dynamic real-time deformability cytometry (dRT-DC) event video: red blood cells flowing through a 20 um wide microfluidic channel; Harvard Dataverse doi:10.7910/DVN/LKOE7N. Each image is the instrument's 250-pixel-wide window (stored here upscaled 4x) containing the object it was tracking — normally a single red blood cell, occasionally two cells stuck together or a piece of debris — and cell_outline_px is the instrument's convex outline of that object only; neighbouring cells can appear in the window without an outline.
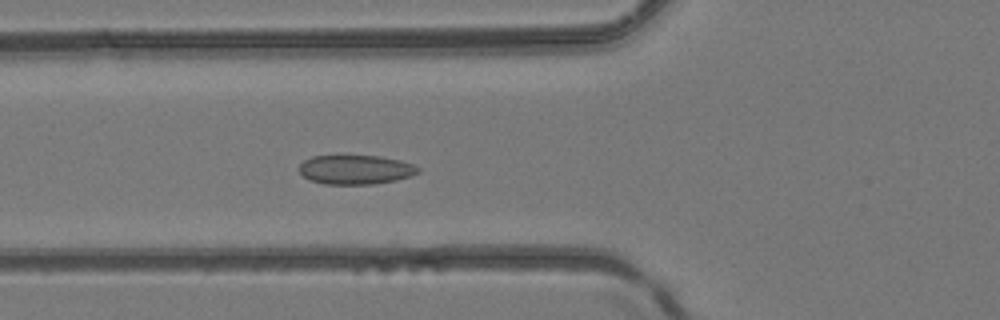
{"species": "common noctule bat (a hibernating species)", "species_latin": "Nyctalus noctula", "temperature_condition": "room temperature", "stored_images_in_passage": 49, "camera_frame_rate_fps": 3000, "um_per_image_px": 0.085, "animal": {"sex": "female", "body_mass_g": 24.6, "forearm_length_mm": 56.2}, "frame": {"image": 1, "passage_image": 19, "time_ms": 6.0, "image_size_px": [1000, 320], "cell_outline_px": [[420, 172], [396, 180], [372, 184], [324, 184], [308, 180], [300, 172], [300, 164], [304, 160], [312, 156], [380, 156], [400, 160], [412, 164], [420, 168]], "centroid_in_image_um": [30.21, 14.42], "position_along_channel_um": 95.6, "area_um2": 20.17}}
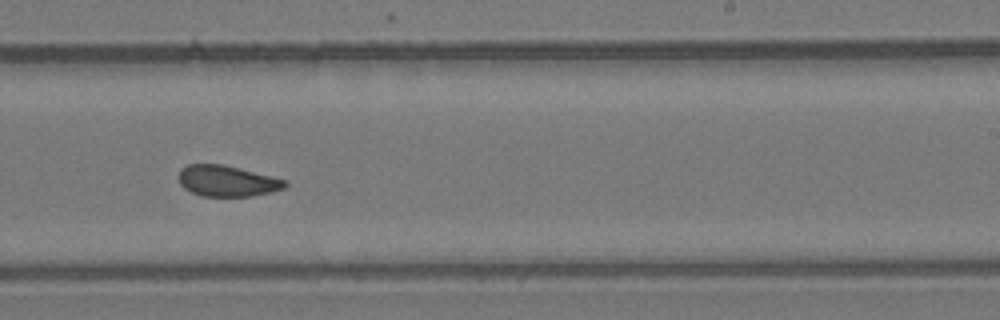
{"frame": {"image": 2, "passage_image": 31, "time_ms": 10.0, "image_size_px": [1000, 320], "cell_outline_px": [[288, 184], [284, 188], [272, 192], [252, 196], [200, 196], [184, 188], [180, 184], [180, 168], [188, 164], [224, 164], [288, 180]], "centroid_in_image_um": [19.33, 15.38], "position_along_channel_um": 269.7, "area_um2": 19.31}}
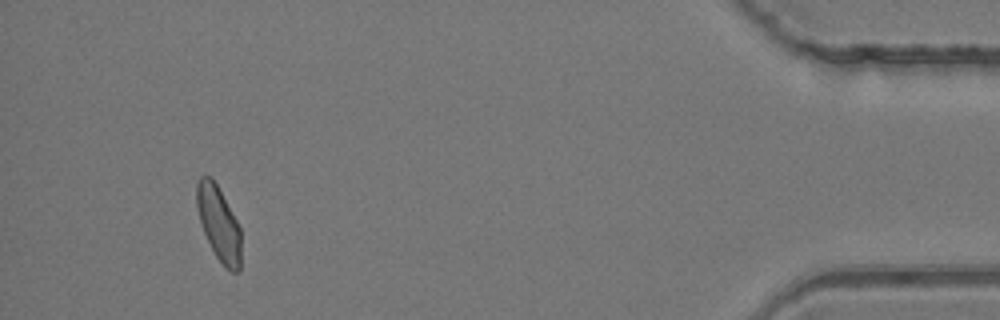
{"frame": {"image": 3, "passage_image": 46, "time_ms": 15.0, "image_size_px": [1000, 320], "cell_outline_px": [[240, 272], [228, 272], [224, 268], [216, 256], [204, 232], [196, 208], [196, 184], [200, 176], [212, 176], [236, 220], [240, 228]], "centroid_in_image_um": [18.58, 19.01], "position_along_channel_um": 416.6, "area_um2": 19.13}}